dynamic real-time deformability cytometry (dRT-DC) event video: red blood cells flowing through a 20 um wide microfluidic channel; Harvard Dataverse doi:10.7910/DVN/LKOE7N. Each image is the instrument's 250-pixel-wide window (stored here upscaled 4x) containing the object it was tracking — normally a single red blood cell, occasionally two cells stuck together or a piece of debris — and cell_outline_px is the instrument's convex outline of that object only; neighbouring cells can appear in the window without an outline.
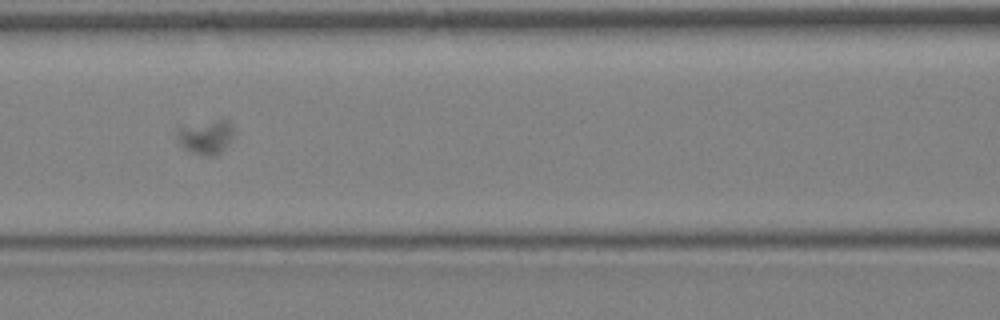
{"species": "Egyptian fruit bat (a non-hibernating species)", "species_latin": "Rousettus aegyptiacus", "temperature_condition": "warm", "stored_images_in_passage": 27, "camera_frame_rate_fps": 3000, "um_per_image_px": 0.085, "animal": {"sex": "female"}, "frame": {"image": 1, "passage_image": 5, "time_ms": 1.333, "image_size_px": [1000, 320], "cell_outline_px": [[232, 136], [220, 152], [216, 156], [208, 156], [192, 152], [184, 148], [176, 140], [176, 132], [180, 128], [216, 120], [228, 120], [232, 128]], "centroid_in_image_um": [17.47, 11.66], "position_along_channel_um": 149.1, "area_um2": 10.75}}
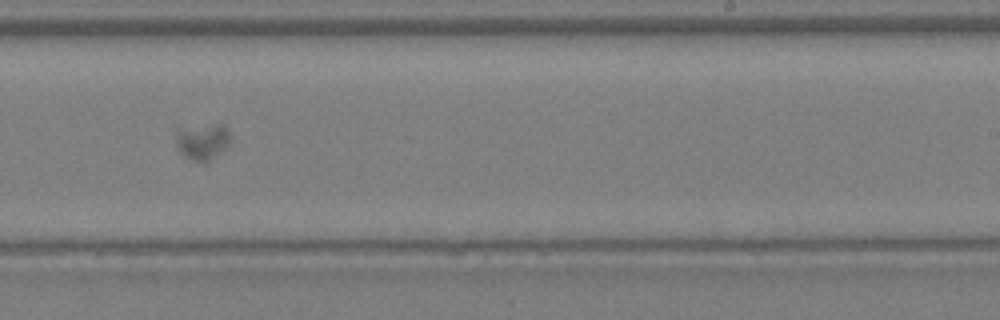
{"frame": {"image": 2, "passage_image": 12, "time_ms": 3.667, "image_size_px": [1000, 320], "cell_outline_px": [[228, 148], [208, 160], [192, 160], [180, 152], [176, 144], [176, 128], [216, 124], [224, 128], [228, 132]], "centroid_in_image_um": [17.16, 12.01], "position_along_channel_um": 271.8, "area_um2": 11.1}}
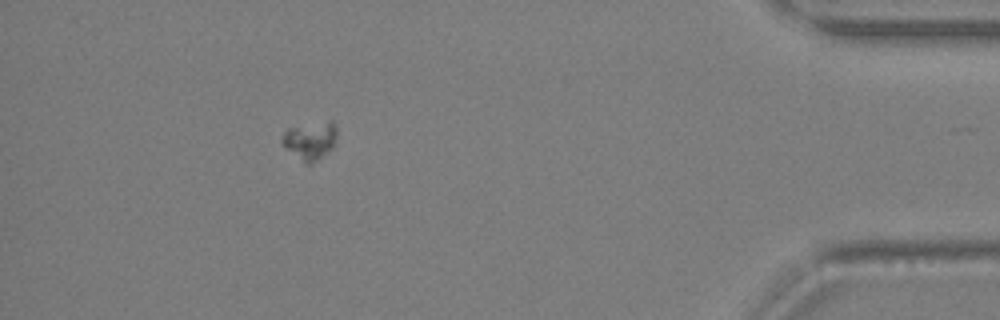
{"frame": {"image": 3, "passage_image": 23, "time_ms": 7.333, "image_size_px": [1000, 320], "cell_outline_px": [[336, 136], [332, 148], [316, 160], [308, 164], [304, 164], [280, 140], [284, 132], [288, 128], [328, 120], [332, 120], [336, 128]], "centroid_in_image_um": [26.38, 11.92], "position_along_channel_um": 408.8, "area_um2": 11.79}}